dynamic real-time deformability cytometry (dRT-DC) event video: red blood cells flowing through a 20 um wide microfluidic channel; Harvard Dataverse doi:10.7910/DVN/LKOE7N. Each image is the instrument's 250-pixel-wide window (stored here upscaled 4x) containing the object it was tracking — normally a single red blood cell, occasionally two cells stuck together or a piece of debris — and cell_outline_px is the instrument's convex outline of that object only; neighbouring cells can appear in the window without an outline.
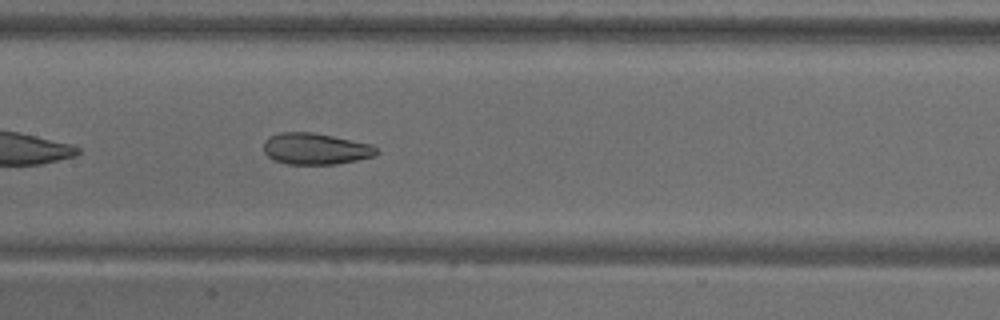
{"species": "common noctule bat (a hibernating species)", "species_latin": "Nyctalus noctula", "temperature_condition": "warm", "stored_images_in_passage": 39, "camera_frame_rate_fps": 3000, "um_per_image_px": 0.085, "animal": {"sex": "male", "body_mass_g": 18.8}, "frame": {"image": 1, "passage_image": 12, "time_ms": 3.667, "image_size_px": [1000, 320], "cell_outline_px": [[380, 152], [372, 156], [356, 160], [336, 164], [288, 164], [276, 160], [268, 156], [264, 152], [264, 140], [268, 136], [280, 132], [312, 132], [372, 144]], "centroid_in_image_um": [26.8, 12.64], "position_along_channel_um": 180.6, "area_um2": 20.58}}
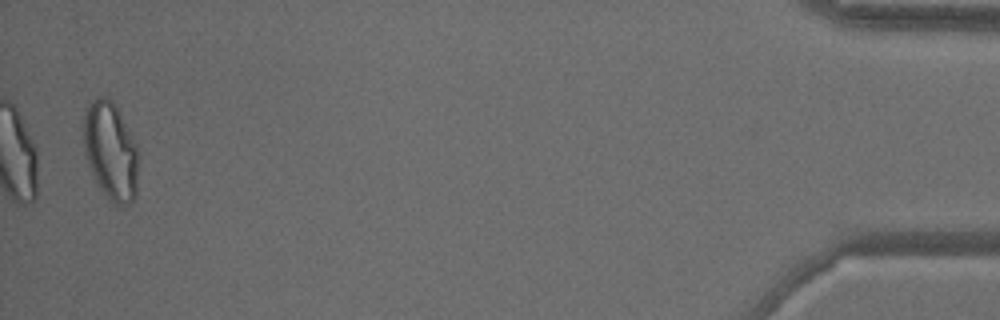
{"frame": {"image": 2, "passage_image": 39, "time_ms": 12.667, "image_size_px": [1000, 320], "cell_outline_px": [[136, 196], [128, 204], [120, 208], [108, 200], [100, 188], [88, 164], [80, 124], [92, 100], [100, 96], [108, 96], [116, 104], [136, 144]], "centroid_in_image_um": [9.37, 12.82], "position_along_channel_um": 425.8, "area_um2": 31.33}, "authors_computed_cell_mechanics": {"area_um2": 22.6576, "velocity_mm_per_s": 3.688, "shape_relaxation_time_tau1_ms": 9.6062, "shape_relaxation_time_tau2_ms": 1.6604, "deformation_change_tau1": 0.2349, "deformation_change_tau2": 0.0834}}